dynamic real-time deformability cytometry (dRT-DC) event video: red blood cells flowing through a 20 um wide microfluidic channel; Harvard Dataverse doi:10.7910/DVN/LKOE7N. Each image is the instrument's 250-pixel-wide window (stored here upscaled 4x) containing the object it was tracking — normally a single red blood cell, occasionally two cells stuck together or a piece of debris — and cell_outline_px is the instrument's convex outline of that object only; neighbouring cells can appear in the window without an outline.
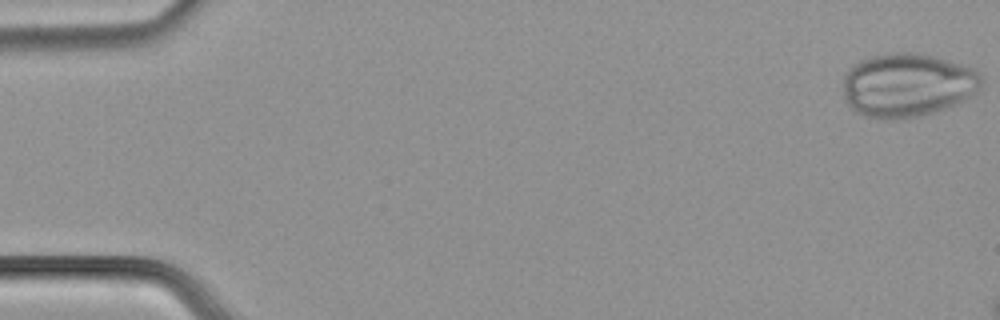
{"species": "common noctule bat (a hibernating species)", "species_latin": "Nyctalus noctula", "temperature_condition": "cold", "stored_images_in_passage": 5, "camera_frame_rate_fps": 3000, "um_per_image_px": 0.085, "animal": {"sex": "male", "body_mass_g": 21.5, "forearm_length_mm": 52.0}, "frame": {"image": 1, "passage_image": 1, "time_ms": 0.0, "image_size_px": [1000, 320], "cell_outline_px": [[984, 80], [980, 88], [976, 92], [952, 104], [932, 112], [904, 120], [884, 120], [864, 116], [856, 112], [848, 104], [844, 96], [844, 72], [848, 68], [860, 60], [872, 56], [892, 52], [916, 52], [936, 56], [976, 68], [980, 72]], "centroid_in_image_um": [77.12, 7.21], "position_along_channel_um": 7.9, "area_um2": 51.85}}